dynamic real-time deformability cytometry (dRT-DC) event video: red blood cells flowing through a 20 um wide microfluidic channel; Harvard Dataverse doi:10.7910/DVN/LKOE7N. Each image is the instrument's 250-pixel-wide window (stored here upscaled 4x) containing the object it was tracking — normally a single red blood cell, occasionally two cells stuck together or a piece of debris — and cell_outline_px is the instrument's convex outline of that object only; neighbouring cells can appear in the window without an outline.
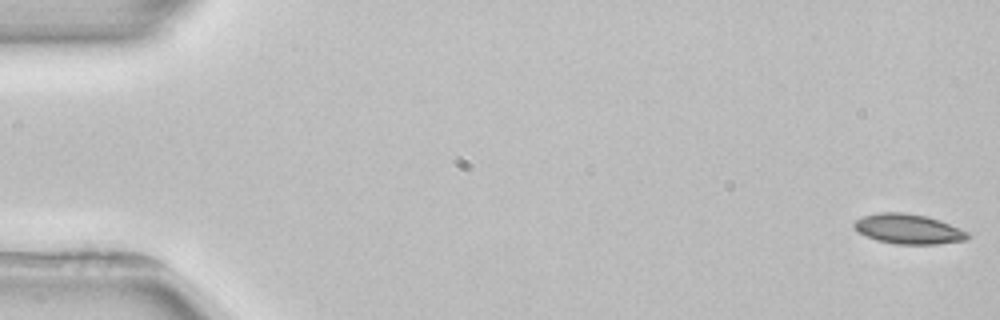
{"species": "common noctule bat (a hibernating species)", "species_latin": "Nyctalus noctula", "temperature_condition": "room temperature", "stored_images_in_passage": 5, "camera_frame_rate_fps": 3000, "um_per_image_px": 0.085, "animal": {"sex": "female", "body_mass_g": 22.7, "forearm_length_mm": 54.2}, "frame": {"image": 1, "passage_image": 1, "time_ms": 0.0, "image_size_px": [1000, 320], "cell_outline_px": [[968, 240], [936, 244], [896, 244], [876, 240], [860, 232], [852, 224], [856, 220], [864, 216], [880, 212], [904, 212], [928, 216], [940, 220], [968, 232]], "centroid_in_image_um": [77.23, 19.46], "position_along_channel_um": 7.8, "area_um2": 19.65}}
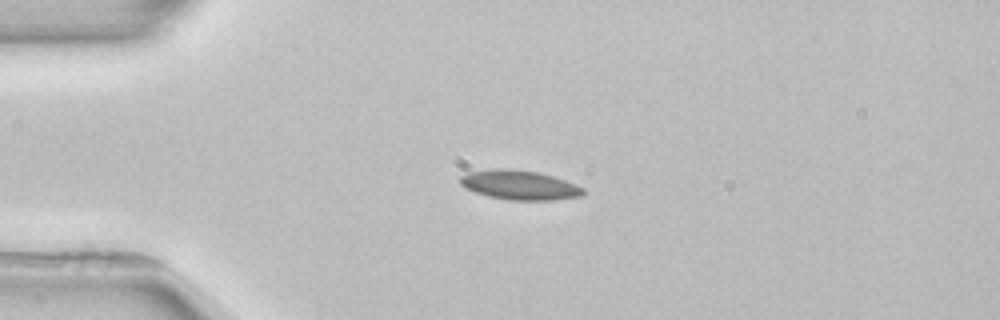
{"frame": {"image": 2, "passage_image": 4, "time_ms": 4.0, "image_size_px": [1000, 320], "cell_outline_px": [[584, 192], [580, 196], [552, 200], [508, 200], [488, 196], [464, 188], [460, 184], [460, 176], [468, 172], [496, 168], [508, 168], [540, 172], [576, 184], [584, 188]], "centroid_in_image_um": [44.13, 15.72], "position_along_channel_um": 40.9, "area_um2": 21.15}}